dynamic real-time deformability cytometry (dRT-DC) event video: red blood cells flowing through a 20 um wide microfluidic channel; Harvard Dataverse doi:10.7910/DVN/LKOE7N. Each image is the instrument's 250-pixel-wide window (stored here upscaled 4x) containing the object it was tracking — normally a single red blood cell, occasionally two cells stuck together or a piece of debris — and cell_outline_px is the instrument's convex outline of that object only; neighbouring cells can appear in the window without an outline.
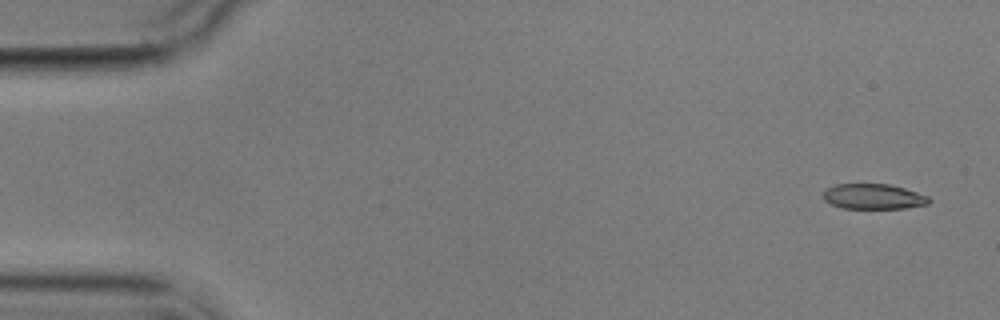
{"species": "common noctule bat (a hibernating species)", "species_latin": "Nyctalus noctula", "temperature_condition": "cold", "stored_images_in_passage": 6, "segment_of_instrument_passage": [1, 2], "camera_frame_rate_fps": 3000, "um_per_image_px": 0.085, "animal": {"sex": "male", "body_mass_g": 17.9}, "frame": {"image": 1, "passage_image": 1, "time_ms": 0.0, "image_size_px": [1000, 320], "cell_outline_px": [[932, 200], [928, 204], [904, 208], [840, 208], [824, 200], [824, 192], [828, 188], [836, 184], [888, 184], [904, 188], [928, 196]], "centroid_in_image_um": [74.26, 16.71], "position_along_channel_um": 10.7, "area_um2": 15.43}}
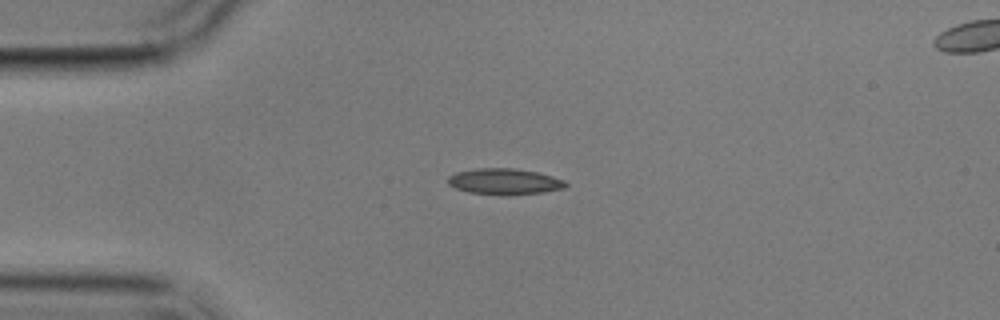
{"frame": {"image": 2, "passage_image": 4, "time_ms": 3.667, "image_size_px": [1000, 320], "cell_outline_px": [[568, 184], [564, 188], [544, 192], [504, 196], [468, 192], [456, 188], [448, 184], [448, 176], [456, 172], [476, 168], [516, 168], [536, 172], [552, 176], [564, 180]], "centroid_in_image_um": [42.87, 15.43], "position_along_channel_um": 42.1, "area_um2": 18.03}}